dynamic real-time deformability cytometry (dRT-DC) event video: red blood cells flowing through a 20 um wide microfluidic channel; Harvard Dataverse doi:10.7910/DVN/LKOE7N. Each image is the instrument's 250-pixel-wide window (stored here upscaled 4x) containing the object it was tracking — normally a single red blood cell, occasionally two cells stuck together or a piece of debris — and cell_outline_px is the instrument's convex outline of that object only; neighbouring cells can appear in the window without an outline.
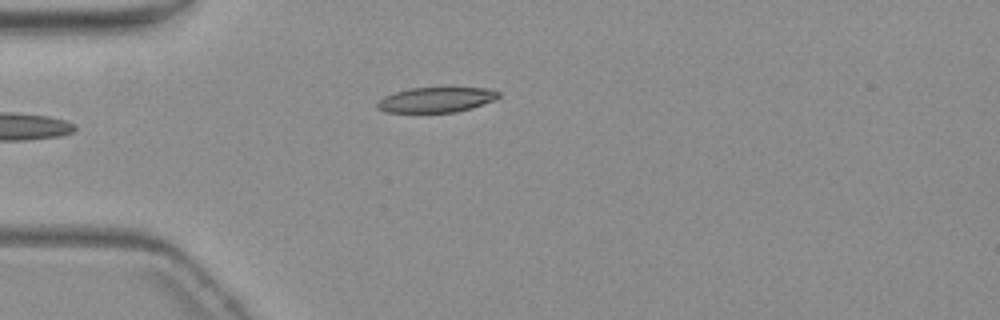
{"species": "common noctule bat (a hibernating species)", "species_latin": "Nyctalus noctula", "temperature_condition": "warm", "stored_images_in_passage": 4, "camera_frame_rate_fps": 3000, "um_per_image_px": 0.085, "animal": {"sex": "female", "body_mass_g": 19.3, "forearm_length_mm": 54.1}, "frame": {"image": 1, "passage_image": 4, "time_ms": 4.333, "image_size_px": [1000, 320], "cell_outline_px": [[500, 96], [496, 100], [472, 108], [456, 112], [384, 112], [376, 108], [376, 104], [384, 96], [408, 88], [444, 84], [488, 88], [500, 92]], "centroid_in_image_um": [37.15, 8.41], "position_along_channel_um": 47.9, "area_um2": 18.96}}